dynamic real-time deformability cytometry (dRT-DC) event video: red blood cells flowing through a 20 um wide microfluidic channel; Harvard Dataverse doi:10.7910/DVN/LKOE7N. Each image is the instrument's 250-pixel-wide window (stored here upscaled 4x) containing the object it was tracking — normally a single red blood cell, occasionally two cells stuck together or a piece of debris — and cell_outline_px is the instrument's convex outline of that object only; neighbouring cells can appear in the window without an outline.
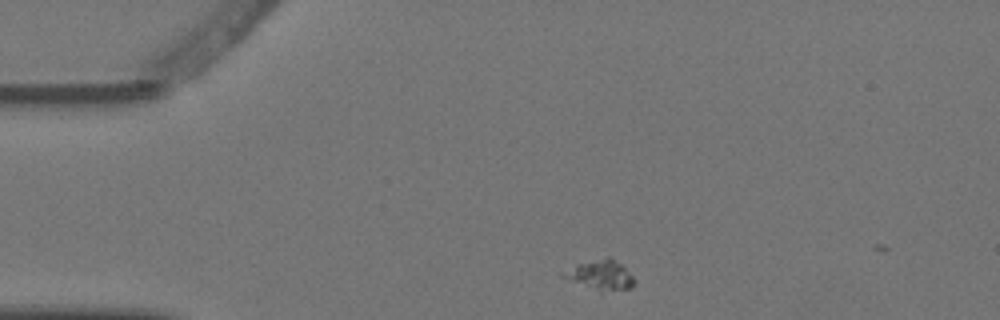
{"species": "Egyptian fruit bat (a non-hibernating species)", "species_latin": "Rousettus aegyptiacus", "temperature_condition": "warm", "stored_images_in_passage": 3, "camera_frame_rate_fps": 3000, "um_per_image_px": 0.085, "animal": {"sex": "female"}, "frame": {"image": 1, "passage_image": 1, "time_ms": 0.0, "image_size_px": [1000, 320], "cell_outline_px": [[636, 280], [632, 288], [600, 292], [560, 276], [576, 264], [608, 256], [620, 264]], "centroid_in_image_um": [51.07, 23.39], "position_along_channel_um": 33.9, "area_um2": 12.02}}
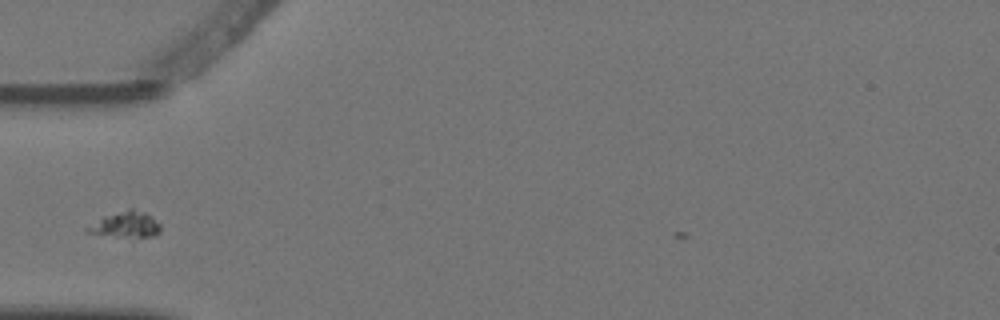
{"frame": {"image": 2, "passage_image": 3, "time_ms": 0.667, "image_size_px": [1000, 320], "cell_outline_px": [[160, 232], [152, 236], [116, 236], [84, 232], [84, 228], [104, 216], [132, 208], [144, 212], [152, 216], [160, 224]], "centroid_in_image_um": [10.68, 19.08], "position_along_channel_um": 74.3, "area_um2": 10.75}}